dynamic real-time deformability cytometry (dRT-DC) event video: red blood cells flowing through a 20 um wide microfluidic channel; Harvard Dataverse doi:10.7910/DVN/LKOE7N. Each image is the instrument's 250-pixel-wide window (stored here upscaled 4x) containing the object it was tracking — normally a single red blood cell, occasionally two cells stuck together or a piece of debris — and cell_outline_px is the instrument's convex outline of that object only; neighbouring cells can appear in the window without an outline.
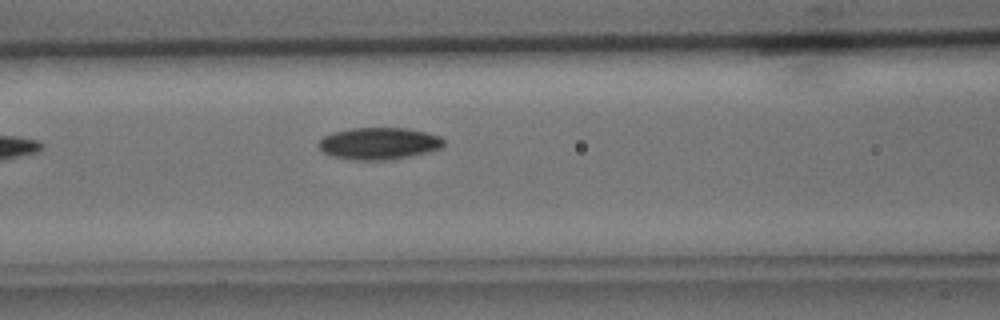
{"species": "common noctule bat (a hibernating species)", "species_latin": "Nyctalus noctula", "temperature_condition": "cold", "stored_images_in_passage": 6, "camera_frame_rate_fps": 3000, "um_per_image_px": 0.085, "animal": {"sex": "male", "body_mass_g": 15.6}, "frame": {"image": 1, "passage_image": 6, "time_ms": 6.0, "image_size_px": [1000, 320], "cell_outline_px": [[444, 144], [440, 148], [428, 152], [388, 160], [352, 160], [332, 156], [324, 152], [316, 144], [324, 136], [332, 132], [352, 128], [404, 128], [424, 132], [440, 136], [444, 140]], "centroid_in_image_um": [32.18, 12.2], "position_along_channel_um": 134.4, "area_um2": 23.24}}